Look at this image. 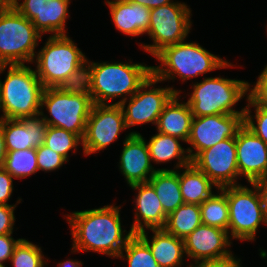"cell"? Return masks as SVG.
Listing matches in <instances>:
<instances>
[{"label":"cell","instance_id":"5bb4252c","mask_svg":"<svg viewBox=\"0 0 267 267\" xmlns=\"http://www.w3.org/2000/svg\"><path fill=\"white\" fill-rule=\"evenodd\" d=\"M219 189L236 186L239 175L235 138L225 139L201 151L192 161Z\"/></svg>","mask_w":267,"mask_h":267},{"label":"cell","instance_id":"2e32d148","mask_svg":"<svg viewBox=\"0 0 267 267\" xmlns=\"http://www.w3.org/2000/svg\"><path fill=\"white\" fill-rule=\"evenodd\" d=\"M69 0H24L15 8L41 33L53 32L54 35H65V21L68 16Z\"/></svg>","mask_w":267,"mask_h":267},{"label":"cell","instance_id":"ba28073f","mask_svg":"<svg viewBox=\"0 0 267 267\" xmlns=\"http://www.w3.org/2000/svg\"><path fill=\"white\" fill-rule=\"evenodd\" d=\"M42 107L52 116V119L43 117L48 126L65 129L84 138L86 123L93 102L91 95H72L62 92L58 87L44 89Z\"/></svg>","mask_w":267,"mask_h":267},{"label":"cell","instance_id":"9a60e30c","mask_svg":"<svg viewBox=\"0 0 267 267\" xmlns=\"http://www.w3.org/2000/svg\"><path fill=\"white\" fill-rule=\"evenodd\" d=\"M228 234V231L221 228L200 224L183 239L185 253L194 258L196 263L199 260L219 261L233 257L229 250L224 249L231 243Z\"/></svg>","mask_w":267,"mask_h":267},{"label":"cell","instance_id":"7c38bea8","mask_svg":"<svg viewBox=\"0 0 267 267\" xmlns=\"http://www.w3.org/2000/svg\"><path fill=\"white\" fill-rule=\"evenodd\" d=\"M126 127L119 104H93L82 141L85 155L106 148Z\"/></svg>","mask_w":267,"mask_h":267},{"label":"cell","instance_id":"277c9868","mask_svg":"<svg viewBox=\"0 0 267 267\" xmlns=\"http://www.w3.org/2000/svg\"><path fill=\"white\" fill-rule=\"evenodd\" d=\"M41 33L15 7L0 10V73L7 65L32 62Z\"/></svg>","mask_w":267,"mask_h":267},{"label":"cell","instance_id":"f35d334b","mask_svg":"<svg viewBox=\"0 0 267 267\" xmlns=\"http://www.w3.org/2000/svg\"><path fill=\"white\" fill-rule=\"evenodd\" d=\"M12 176L4 169H0V205H9L6 202L13 191Z\"/></svg>","mask_w":267,"mask_h":267},{"label":"cell","instance_id":"f546056e","mask_svg":"<svg viewBox=\"0 0 267 267\" xmlns=\"http://www.w3.org/2000/svg\"><path fill=\"white\" fill-rule=\"evenodd\" d=\"M86 60L75 71L71 72L66 79L59 84L58 88L64 92L72 95H91V88L93 83V63L88 64ZM88 68V69H87Z\"/></svg>","mask_w":267,"mask_h":267},{"label":"cell","instance_id":"6da1fadb","mask_svg":"<svg viewBox=\"0 0 267 267\" xmlns=\"http://www.w3.org/2000/svg\"><path fill=\"white\" fill-rule=\"evenodd\" d=\"M67 219L71 225L75 251L92 250L123 258L122 249L134 234L130 230L126 236L123 235L117 206L77 211Z\"/></svg>","mask_w":267,"mask_h":267},{"label":"cell","instance_id":"30bf717a","mask_svg":"<svg viewBox=\"0 0 267 267\" xmlns=\"http://www.w3.org/2000/svg\"><path fill=\"white\" fill-rule=\"evenodd\" d=\"M254 188L255 192L241 185L226 187L232 238L254 240L259 224L265 223L260 196Z\"/></svg>","mask_w":267,"mask_h":267},{"label":"cell","instance_id":"8d00e7d4","mask_svg":"<svg viewBox=\"0 0 267 267\" xmlns=\"http://www.w3.org/2000/svg\"><path fill=\"white\" fill-rule=\"evenodd\" d=\"M15 205H0V235L13 231Z\"/></svg>","mask_w":267,"mask_h":267},{"label":"cell","instance_id":"4dcf8cb0","mask_svg":"<svg viewBox=\"0 0 267 267\" xmlns=\"http://www.w3.org/2000/svg\"><path fill=\"white\" fill-rule=\"evenodd\" d=\"M123 250L126 252L129 267H160L149 245L138 234L131 236Z\"/></svg>","mask_w":267,"mask_h":267},{"label":"cell","instance_id":"52a82bcc","mask_svg":"<svg viewBox=\"0 0 267 267\" xmlns=\"http://www.w3.org/2000/svg\"><path fill=\"white\" fill-rule=\"evenodd\" d=\"M87 59L66 35H53L37 55L36 74L45 88L58 87Z\"/></svg>","mask_w":267,"mask_h":267},{"label":"cell","instance_id":"e0dca14e","mask_svg":"<svg viewBox=\"0 0 267 267\" xmlns=\"http://www.w3.org/2000/svg\"><path fill=\"white\" fill-rule=\"evenodd\" d=\"M235 141L239 175H245L250 184L262 179L267 172V144L245 124L238 131Z\"/></svg>","mask_w":267,"mask_h":267},{"label":"cell","instance_id":"44dd1931","mask_svg":"<svg viewBox=\"0 0 267 267\" xmlns=\"http://www.w3.org/2000/svg\"><path fill=\"white\" fill-rule=\"evenodd\" d=\"M116 28L124 34L138 36L148 32L150 9L128 0L107 1Z\"/></svg>","mask_w":267,"mask_h":267},{"label":"cell","instance_id":"74e56055","mask_svg":"<svg viewBox=\"0 0 267 267\" xmlns=\"http://www.w3.org/2000/svg\"><path fill=\"white\" fill-rule=\"evenodd\" d=\"M12 233L0 235V264L12 257L15 247L22 239L14 240L11 237Z\"/></svg>","mask_w":267,"mask_h":267},{"label":"cell","instance_id":"ab89813d","mask_svg":"<svg viewBox=\"0 0 267 267\" xmlns=\"http://www.w3.org/2000/svg\"><path fill=\"white\" fill-rule=\"evenodd\" d=\"M252 187H256L261 200V206L263 210V217L265 224H267V183L262 179L256 180L251 183Z\"/></svg>","mask_w":267,"mask_h":267},{"label":"cell","instance_id":"60d3db41","mask_svg":"<svg viewBox=\"0 0 267 267\" xmlns=\"http://www.w3.org/2000/svg\"><path fill=\"white\" fill-rule=\"evenodd\" d=\"M239 262L240 260L237 261L234 257H230L219 261H205V262L195 263L197 264L195 267H240ZM192 266L193 265H191V267Z\"/></svg>","mask_w":267,"mask_h":267},{"label":"cell","instance_id":"4fadbf2b","mask_svg":"<svg viewBox=\"0 0 267 267\" xmlns=\"http://www.w3.org/2000/svg\"><path fill=\"white\" fill-rule=\"evenodd\" d=\"M156 82H158V79L154 75H151L139 87L138 91L130 96L127 109H124L127 101L126 97L123 98V100L114 103L121 106L127 128L149 122L157 124L158 118L162 113L164 106L175 94H179L178 91L171 87L153 88L148 91L141 90L156 84Z\"/></svg>","mask_w":267,"mask_h":267},{"label":"cell","instance_id":"ffe728a7","mask_svg":"<svg viewBox=\"0 0 267 267\" xmlns=\"http://www.w3.org/2000/svg\"><path fill=\"white\" fill-rule=\"evenodd\" d=\"M131 188L139 190V193L135 199L138 212L130 230L138 234L145 230L144 225L149 229L164 228L168 215L164 212L154 187L145 182L131 185ZM140 218L144 221V225Z\"/></svg>","mask_w":267,"mask_h":267},{"label":"cell","instance_id":"e575fe53","mask_svg":"<svg viewBox=\"0 0 267 267\" xmlns=\"http://www.w3.org/2000/svg\"><path fill=\"white\" fill-rule=\"evenodd\" d=\"M38 170L51 171L59 168L66 160L44 144L36 148Z\"/></svg>","mask_w":267,"mask_h":267},{"label":"cell","instance_id":"1f68e13d","mask_svg":"<svg viewBox=\"0 0 267 267\" xmlns=\"http://www.w3.org/2000/svg\"><path fill=\"white\" fill-rule=\"evenodd\" d=\"M79 141L82 143L83 139L77 134L62 128L47 126L44 145L63 156L66 160L69 150L76 148Z\"/></svg>","mask_w":267,"mask_h":267},{"label":"cell","instance_id":"7a4b0ae2","mask_svg":"<svg viewBox=\"0 0 267 267\" xmlns=\"http://www.w3.org/2000/svg\"><path fill=\"white\" fill-rule=\"evenodd\" d=\"M45 87L36 71L24 65H10L6 79L0 80L1 119H22L40 114Z\"/></svg>","mask_w":267,"mask_h":267},{"label":"cell","instance_id":"b9f144b4","mask_svg":"<svg viewBox=\"0 0 267 267\" xmlns=\"http://www.w3.org/2000/svg\"><path fill=\"white\" fill-rule=\"evenodd\" d=\"M128 1L137 3L139 5H143L145 7H148L149 9H154L159 6L172 3L170 0H128Z\"/></svg>","mask_w":267,"mask_h":267},{"label":"cell","instance_id":"5b68a950","mask_svg":"<svg viewBox=\"0 0 267 267\" xmlns=\"http://www.w3.org/2000/svg\"><path fill=\"white\" fill-rule=\"evenodd\" d=\"M152 75V67L128 63H93L91 99L93 104H106L114 97L136 93Z\"/></svg>","mask_w":267,"mask_h":267},{"label":"cell","instance_id":"ac0fdd59","mask_svg":"<svg viewBox=\"0 0 267 267\" xmlns=\"http://www.w3.org/2000/svg\"><path fill=\"white\" fill-rule=\"evenodd\" d=\"M41 115L43 112L22 119L0 120L7 152L38 148L44 144L48 125L38 117Z\"/></svg>","mask_w":267,"mask_h":267},{"label":"cell","instance_id":"484cf974","mask_svg":"<svg viewBox=\"0 0 267 267\" xmlns=\"http://www.w3.org/2000/svg\"><path fill=\"white\" fill-rule=\"evenodd\" d=\"M200 224L202 220L199 205L184 203L167 216L164 229L177 238L184 239Z\"/></svg>","mask_w":267,"mask_h":267},{"label":"cell","instance_id":"d6986e66","mask_svg":"<svg viewBox=\"0 0 267 267\" xmlns=\"http://www.w3.org/2000/svg\"><path fill=\"white\" fill-rule=\"evenodd\" d=\"M120 159V169L129 186L148 182L157 171L150 163L148 145L140 133H129L124 141Z\"/></svg>","mask_w":267,"mask_h":267},{"label":"cell","instance_id":"3957f363","mask_svg":"<svg viewBox=\"0 0 267 267\" xmlns=\"http://www.w3.org/2000/svg\"><path fill=\"white\" fill-rule=\"evenodd\" d=\"M155 57L163 64L152 66V75L158 81L175 78L177 74L182 80L196 77L215 69L231 66L228 62L211 54L197 43H176L164 47ZM168 67V68H167Z\"/></svg>","mask_w":267,"mask_h":267},{"label":"cell","instance_id":"4316f807","mask_svg":"<svg viewBox=\"0 0 267 267\" xmlns=\"http://www.w3.org/2000/svg\"><path fill=\"white\" fill-rule=\"evenodd\" d=\"M178 140L181 139L158 132L147 143L151 160L159 163L176 158L179 160L176 167L185 168L191 163V160L189 155H184L185 151Z\"/></svg>","mask_w":267,"mask_h":267},{"label":"cell","instance_id":"d4e9b609","mask_svg":"<svg viewBox=\"0 0 267 267\" xmlns=\"http://www.w3.org/2000/svg\"><path fill=\"white\" fill-rule=\"evenodd\" d=\"M185 171L179 173L180 191L184 203L202 204L212 195V186L215 185L193 163L185 167Z\"/></svg>","mask_w":267,"mask_h":267},{"label":"cell","instance_id":"d590c367","mask_svg":"<svg viewBox=\"0 0 267 267\" xmlns=\"http://www.w3.org/2000/svg\"><path fill=\"white\" fill-rule=\"evenodd\" d=\"M258 78L254 89H251L247 98H249L254 105L267 109V66Z\"/></svg>","mask_w":267,"mask_h":267},{"label":"cell","instance_id":"f6af8a7d","mask_svg":"<svg viewBox=\"0 0 267 267\" xmlns=\"http://www.w3.org/2000/svg\"><path fill=\"white\" fill-rule=\"evenodd\" d=\"M59 267H81L82 263L79 261L67 260L65 262L58 263Z\"/></svg>","mask_w":267,"mask_h":267},{"label":"cell","instance_id":"f1b7e54d","mask_svg":"<svg viewBox=\"0 0 267 267\" xmlns=\"http://www.w3.org/2000/svg\"><path fill=\"white\" fill-rule=\"evenodd\" d=\"M3 168L15 178H25L38 171L36 148L7 152Z\"/></svg>","mask_w":267,"mask_h":267},{"label":"cell","instance_id":"836d02e7","mask_svg":"<svg viewBox=\"0 0 267 267\" xmlns=\"http://www.w3.org/2000/svg\"><path fill=\"white\" fill-rule=\"evenodd\" d=\"M248 105L245 108V125L246 127L252 131L256 136H258L263 142L267 144V109H264L262 107H258L254 105V103L248 98ZM251 107L255 106V117L257 126L255 125L254 121L252 120V117L250 115L249 106Z\"/></svg>","mask_w":267,"mask_h":267},{"label":"cell","instance_id":"ee69618b","mask_svg":"<svg viewBox=\"0 0 267 267\" xmlns=\"http://www.w3.org/2000/svg\"><path fill=\"white\" fill-rule=\"evenodd\" d=\"M16 0H0V10L11 9L15 6Z\"/></svg>","mask_w":267,"mask_h":267},{"label":"cell","instance_id":"7bdbcfd3","mask_svg":"<svg viewBox=\"0 0 267 267\" xmlns=\"http://www.w3.org/2000/svg\"><path fill=\"white\" fill-rule=\"evenodd\" d=\"M7 154L4 136L0 127V169L4 166L5 157Z\"/></svg>","mask_w":267,"mask_h":267},{"label":"cell","instance_id":"7402d4cb","mask_svg":"<svg viewBox=\"0 0 267 267\" xmlns=\"http://www.w3.org/2000/svg\"><path fill=\"white\" fill-rule=\"evenodd\" d=\"M177 96L179 94H175L164 106L156 125L159 133L187 142L193 115L188 103L177 102Z\"/></svg>","mask_w":267,"mask_h":267},{"label":"cell","instance_id":"83f0119b","mask_svg":"<svg viewBox=\"0 0 267 267\" xmlns=\"http://www.w3.org/2000/svg\"><path fill=\"white\" fill-rule=\"evenodd\" d=\"M222 194H212L199 205L202 224L218 227L228 231L229 206L226 196V187L220 189Z\"/></svg>","mask_w":267,"mask_h":267},{"label":"cell","instance_id":"bcb514c9","mask_svg":"<svg viewBox=\"0 0 267 267\" xmlns=\"http://www.w3.org/2000/svg\"><path fill=\"white\" fill-rule=\"evenodd\" d=\"M262 180H263L264 182L267 183V172H266V174L264 175V177L262 178Z\"/></svg>","mask_w":267,"mask_h":267},{"label":"cell","instance_id":"603a6c76","mask_svg":"<svg viewBox=\"0 0 267 267\" xmlns=\"http://www.w3.org/2000/svg\"><path fill=\"white\" fill-rule=\"evenodd\" d=\"M155 234L149 242L145 230L138 235L149 245L153 257L160 267H179L184 250V240L168 233L164 228L151 229Z\"/></svg>","mask_w":267,"mask_h":267},{"label":"cell","instance_id":"cb8c5ba5","mask_svg":"<svg viewBox=\"0 0 267 267\" xmlns=\"http://www.w3.org/2000/svg\"><path fill=\"white\" fill-rule=\"evenodd\" d=\"M148 182L154 187L167 215L184 204L179 185V173L177 171L158 169Z\"/></svg>","mask_w":267,"mask_h":267},{"label":"cell","instance_id":"d6a6232c","mask_svg":"<svg viewBox=\"0 0 267 267\" xmlns=\"http://www.w3.org/2000/svg\"><path fill=\"white\" fill-rule=\"evenodd\" d=\"M41 248L22 239L10 258L14 267H44Z\"/></svg>","mask_w":267,"mask_h":267},{"label":"cell","instance_id":"8992f818","mask_svg":"<svg viewBox=\"0 0 267 267\" xmlns=\"http://www.w3.org/2000/svg\"><path fill=\"white\" fill-rule=\"evenodd\" d=\"M249 90L248 82L224 79L220 77L206 78L194 84V91L187 101L193 117L215 114H245L233 110L237 103Z\"/></svg>","mask_w":267,"mask_h":267},{"label":"cell","instance_id":"8fae6325","mask_svg":"<svg viewBox=\"0 0 267 267\" xmlns=\"http://www.w3.org/2000/svg\"><path fill=\"white\" fill-rule=\"evenodd\" d=\"M244 124V114H215L193 117L187 142L197 151L192 153L191 148L187 149L190 160L192 161L201 151L225 139L236 138L238 131Z\"/></svg>","mask_w":267,"mask_h":267},{"label":"cell","instance_id":"9c48e42d","mask_svg":"<svg viewBox=\"0 0 267 267\" xmlns=\"http://www.w3.org/2000/svg\"><path fill=\"white\" fill-rule=\"evenodd\" d=\"M190 10L186 4L169 3L150 9L148 34L153 39V45L143 48L156 55L164 47L184 42L190 31Z\"/></svg>","mask_w":267,"mask_h":267}]
</instances>
